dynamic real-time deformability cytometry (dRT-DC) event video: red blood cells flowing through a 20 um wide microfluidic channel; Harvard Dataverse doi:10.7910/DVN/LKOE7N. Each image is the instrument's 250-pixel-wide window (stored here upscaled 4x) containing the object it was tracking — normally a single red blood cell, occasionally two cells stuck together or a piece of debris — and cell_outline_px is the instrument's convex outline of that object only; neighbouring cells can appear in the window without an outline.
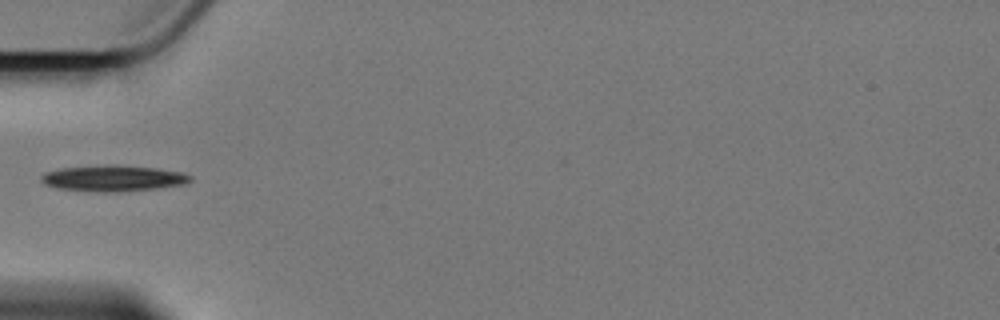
{"species": "Egyptian fruit bat (a non-hibernating species)", "species_latin": "Rousettus aegyptiacus", "temperature_condition": "cold", "stored_images_in_passage": 3, "camera_frame_rate_fps": 3000, "um_per_image_px": 0.085, "animal": {"sex": "female"}, "frame": {"image": 1, "passage_image": 3, "time_ms": 2.333, "image_size_px": [1000, 320], "cell_outline_px": [[192, 180], [184, 184], [160, 188], [120, 192], [104, 192], [56, 188], [44, 184], [40, 180], [40, 176], [44, 172], [60, 168], [156, 168], [180, 172], [192, 176]], "centroid_in_image_um": [9.62, 15.22], "position_along_channel_um": 75.4, "area_um2": 21.39}}